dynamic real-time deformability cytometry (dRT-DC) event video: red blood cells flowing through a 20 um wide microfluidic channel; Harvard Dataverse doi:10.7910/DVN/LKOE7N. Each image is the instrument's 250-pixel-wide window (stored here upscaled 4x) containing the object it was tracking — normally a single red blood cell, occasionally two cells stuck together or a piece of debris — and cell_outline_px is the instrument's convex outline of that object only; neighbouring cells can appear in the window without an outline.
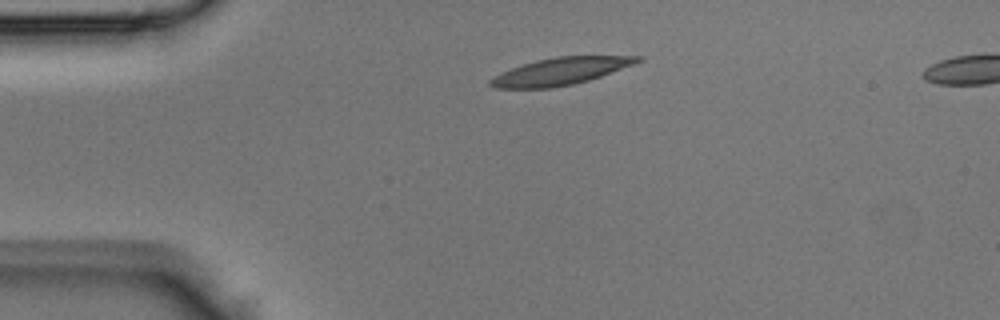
{"species": "Egyptian fruit bat (a non-hibernating species)", "species_latin": "Rousettus aegyptiacus", "temperature_condition": "room temperature", "stored_images_in_passage": 3, "camera_frame_rate_fps": 3000, "um_per_image_px": 0.085, "animal": {"sex": "male"}, "frame": {"image": 1, "passage_image": 1, "time_ms": 0.0, "image_size_px": [1000, 320], "cell_outline_px": [[644, 60], [636, 64], [588, 80], [572, 84], [548, 88], [496, 88], [488, 84], [488, 80], [500, 72], [536, 60], [556, 56], [644, 56]], "centroid_in_image_um": [47.66, 6.05], "position_along_channel_um": 37.3, "area_um2": 23.24}}